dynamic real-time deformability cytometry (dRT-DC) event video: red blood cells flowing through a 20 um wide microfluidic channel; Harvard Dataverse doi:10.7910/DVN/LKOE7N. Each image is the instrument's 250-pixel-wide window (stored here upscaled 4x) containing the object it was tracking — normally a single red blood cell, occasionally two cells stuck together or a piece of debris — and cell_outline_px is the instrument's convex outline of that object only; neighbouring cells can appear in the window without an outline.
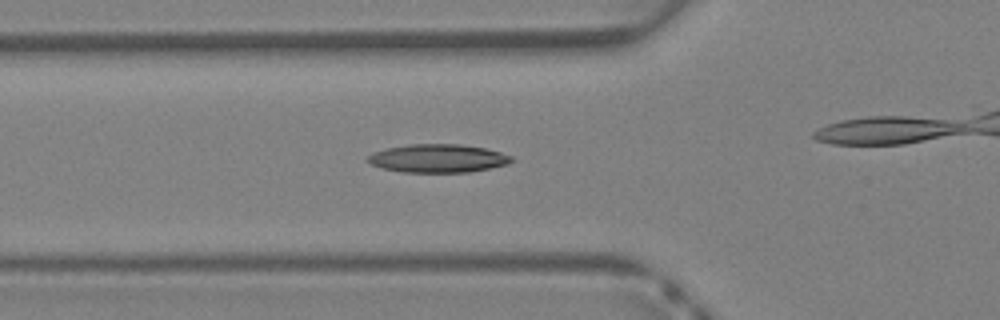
{"species": "Egyptian fruit bat (a non-hibernating species)", "species_latin": "Rousettus aegyptiacus", "temperature_condition": "warm", "stored_images_in_passage": 32, "camera_frame_rate_fps": 3000, "um_per_image_px": 0.085, "animal": {"sex": "female"}, "frame": {"image": 1, "passage_image": 14, "time_ms": 4.333, "image_size_px": [1000, 320], "cell_outline_px": [[512, 160], [508, 164], [468, 172], [400, 172], [380, 168], [364, 160], [372, 152], [388, 148], [408, 144], [460, 144], [484, 148], [500, 152], [512, 156]], "centroid_in_image_um": [37.17, 13.46], "position_along_channel_um": 88.6, "area_um2": 23.7}}
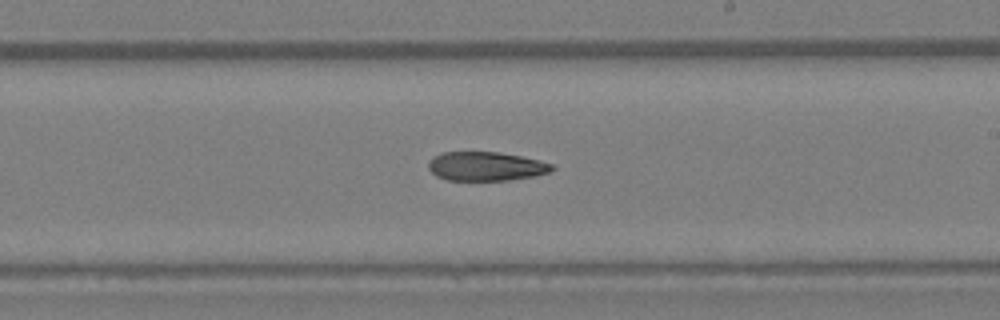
{"frame": {"image": 2, "passage_image": 23, "time_ms": 7.333, "image_size_px": [1000, 320], "cell_outline_px": [[556, 168], [552, 172], [532, 176], [508, 180], [448, 180], [436, 176], [428, 168], [428, 160], [432, 156], [444, 152], [496, 152], [520, 156], [540, 160], [552, 164]], "centroid_in_image_um": [41.3, 14.13], "position_along_channel_um": 247.7, "area_um2": 20.92}}
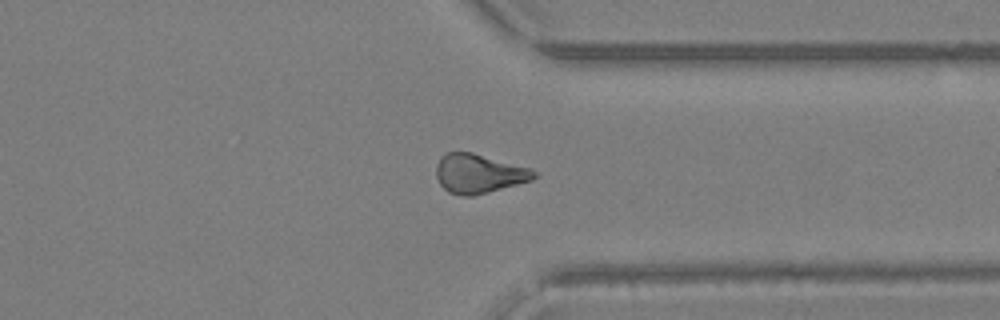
{"frame": {"image": 3, "passage_image": 30, "time_ms": 9.667, "image_size_px": [1000, 320], "cell_outline_px": [[536, 176], [532, 180], [488, 192], [472, 196], [464, 196], [448, 192], [440, 184], [436, 176], [436, 164], [440, 156], [444, 152], [472, 152], [532, 168], [536, 172]], "centroid_in_image_um": [40.68, 14.74], "position_along_channel_um": 370.7, "area_um2": 22.43}}